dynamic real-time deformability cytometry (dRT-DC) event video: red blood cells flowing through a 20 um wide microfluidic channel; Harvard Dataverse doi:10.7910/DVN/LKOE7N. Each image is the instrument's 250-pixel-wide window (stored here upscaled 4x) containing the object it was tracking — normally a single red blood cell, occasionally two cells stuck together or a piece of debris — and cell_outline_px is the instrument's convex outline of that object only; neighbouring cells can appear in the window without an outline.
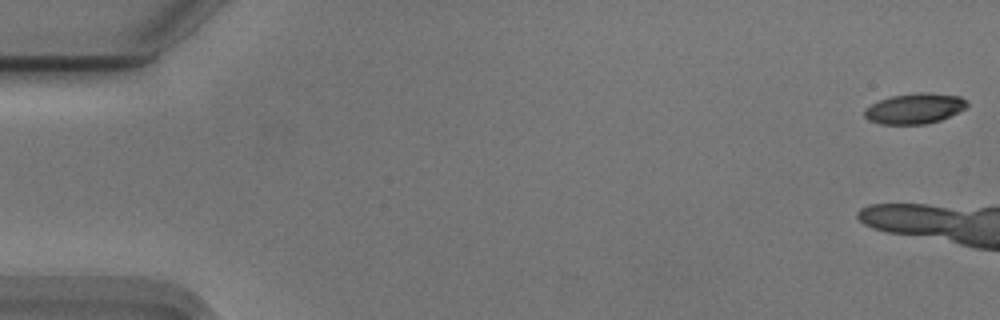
{"species": "Egyptian fruit bat (a non-hibernating species)", "species_latin": "Rousettus aegyptiacus", "temperature_condition": "cold", "stored_images_in_passage": 11, "camera_frame_rate_fps": 3000, "um_per_image_px": 0.085, "animal": {"sex": "male"}, "frame": {"image": 1, "passage_image": 1, "time_ms": 0.0, "image_size_px": [1000, 320], "cell_outline_px": [[968, 104], [964, 108], [940, 120], [924, 124], [880, 124], [868, 120], [864, 116], [864, 108], [880, 100], [892, 96], [916, 92], [928, 92], [960, 96]], "centroid_in_image_um": [77.7, 9.22], "position_along_channel_um": 7.3, "area_um2": 18.03}}